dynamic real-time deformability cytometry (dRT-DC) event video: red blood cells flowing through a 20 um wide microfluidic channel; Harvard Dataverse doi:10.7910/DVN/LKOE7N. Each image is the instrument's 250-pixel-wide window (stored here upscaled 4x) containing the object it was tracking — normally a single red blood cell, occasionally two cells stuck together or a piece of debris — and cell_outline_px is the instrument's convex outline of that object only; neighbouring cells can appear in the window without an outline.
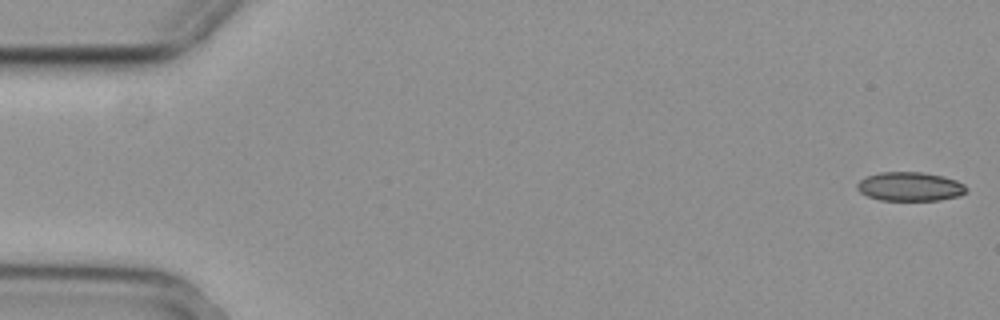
{"species": "common noctule bat (a hibernating species)", "species_latin": "Nyctalus noctula", "temperature_condition": "cold", "stored_images_in_passage": 55, "camera_frame_rate_fps": 3000, "um_per_image_px": 0.085, "animal": {"sex": "female", "body_mass_g": 29.2, "forearm_length_mm": 56.3}, "frame": {"image": 1, "passage_image": 1, "time_ms": 0.0, "image_size_px": [1000, 320], "cell_outline_px": [[968, 192], [960, 196], [940, 200], [880, 200], [868, 196], [860, 192], [856, 188], [856, 184], [864, 176], [880, 172], [924, 172], [944, 176], [956, 180], [964, 184], [968, 188]], "centroid_in_image_um": [77.37, 15.85], "position_along_channel_um": 7.6, "area_um2": 18.73}}
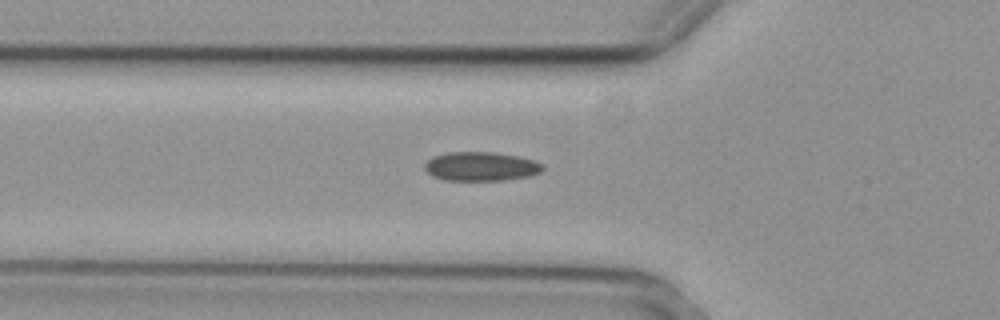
{"frame": {"image": 2, "passage_image": 19, "time_ms": 6.0, "image_size_px": [1000, 320], "cell_outline_px": [[544, 168], [540, 172], [532, 176], [504, 180], [444, 180], [432, 176], [424, 168], [424, 164], [432, 156], [448, 152], [492, 152], [516, 156], [532, 160], [544, 164]], "centroid_in_image_um": [40.87, 14.15], "position_along_channel_um": 84.9, "area_um2": 20.0}}
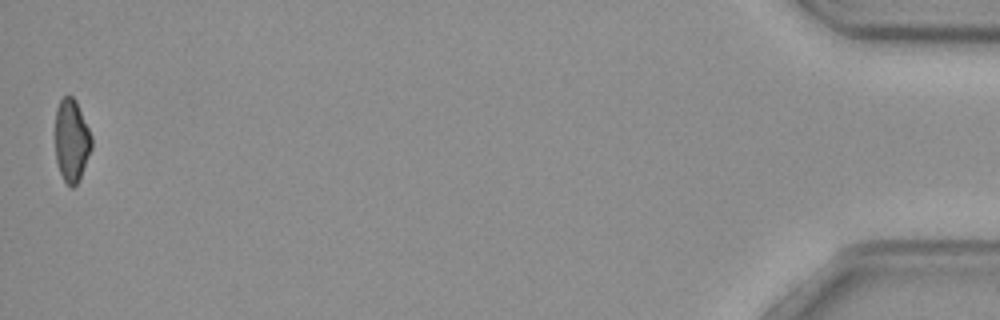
{"frame": {"image": 3, "passage_image": 55, "time_ms": 18.0, "image_size_px": [1000, 320], "cell_outline_px": [[92, 148], [80, 176], [76, 184], [72, 188], [64, 180], [60, 172], [56, 160], [56, 108], [60, 100], [64, 96], [72, 96], [76, 100], [92, 136]], "centroid_in_image_um": [6.09, 11.91], "position_along_channel_um": 429.1, "area_um2": 17.28}, "authors_computed_cell_mechanics": {"area_um2": 19.363, "velocity_mm_per_s": 3.7079, "shape_relaxation_time_tau1_ms": null, "shape_relaxation_time_tau2_ms": 7.2094, "deformation_change_tau1": null, "deformation_change_tau2": 0.1287}}